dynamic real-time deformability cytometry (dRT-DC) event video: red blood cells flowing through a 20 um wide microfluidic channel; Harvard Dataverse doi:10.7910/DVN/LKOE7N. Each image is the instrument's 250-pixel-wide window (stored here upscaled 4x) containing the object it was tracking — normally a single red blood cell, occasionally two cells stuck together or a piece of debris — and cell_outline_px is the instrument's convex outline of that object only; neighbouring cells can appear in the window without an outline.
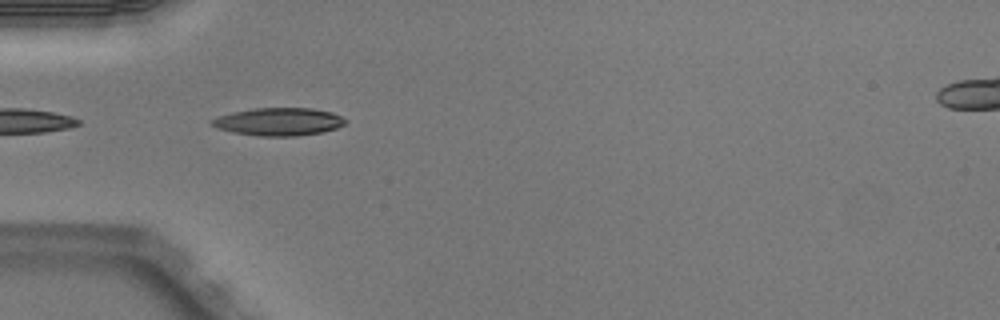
{"species": "Egyptian fruit bat (a non-hibernating species)", "species_latin": "Rousettus aegyptiacus", "temperature_condition": "warm", "stored_images_in_passage": 5, "camera_frame_rate_fps": 3000, "um_per_image_px": 0.085, "animal": {"sex": "male"}, "frame": {"image": 1, "passage_image": 4, "time_ms": 1.0, "image_size_px": [1000, 320], "cell_outline_px": [[348, 120], [344, 124], [336, 128], [320, 132], [296, 136], [256, 136], [232, 132], [216, 128], [208, 120], [232, 112], [256, 108], [312, 108], [332, 112]], "centroid_in_image_um": [23.67, 10.34], "position_along_channel_um": 61.3, "area_um2": 21.62}}